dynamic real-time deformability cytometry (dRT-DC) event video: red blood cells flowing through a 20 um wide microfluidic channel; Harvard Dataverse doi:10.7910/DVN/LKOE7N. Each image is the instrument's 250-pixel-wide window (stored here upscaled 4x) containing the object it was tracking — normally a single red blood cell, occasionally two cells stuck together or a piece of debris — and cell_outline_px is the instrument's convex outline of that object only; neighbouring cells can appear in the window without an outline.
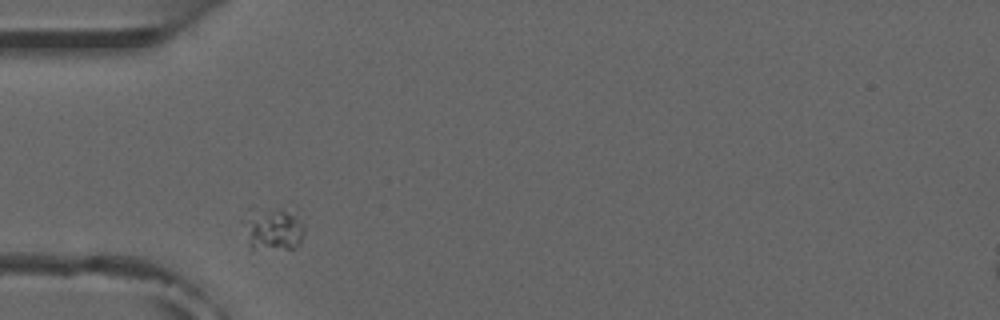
{"species": "common noctule bat (a hibernating species)", "species_latin": "Nyctalus noctula", "temperature_condition": "room temperature", "stored_images_in_passage": 5, "camera_frame_rate_fps": 3000, "um_per_image_px": 0.085, "animal": {"sex": "male", "forearm_length_mm": 52.5}, "frame": {"image": 1, "passage_image": 1, "time_ms": 0.0, "image_size_px": [1000, 320], "cell_outline_px": [[304, 232], [300, 244], [296, 248], [252, 248], [248, 224], [248, 220], [280, 208], [296, 216], [304, 224]], "centroid_in_image_um": [23.46, 19.58], "position_along_channel_um": 61.5, "area_um2": 12.95}}
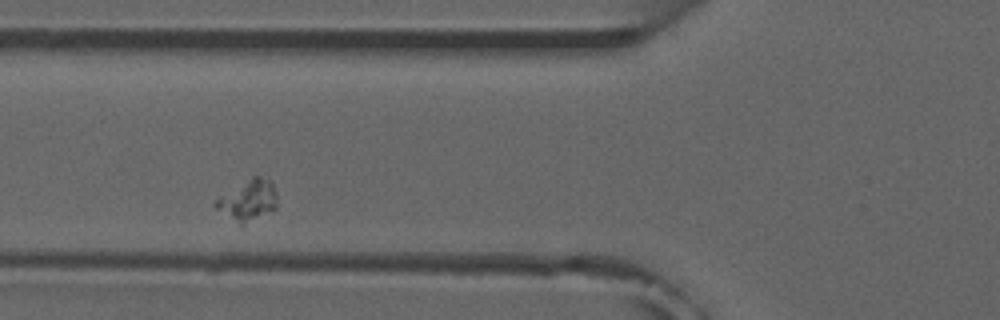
{"frame": {"image": 2, "passage_image": 2, "time_ms": 1.333, "image_size_px": [1000, 320], "cell_outline_px": [[276, 208], [244, 224], [240, 224], [216, 208], [212, 204], [220, 196], [252, 176], [260, 176], [268, 180], [272, 184], [276, 192]], "centroid_in_image_um": [21.08, 17.0], "position_along_channel_um": 104.7, "area_um2": 14.1}}
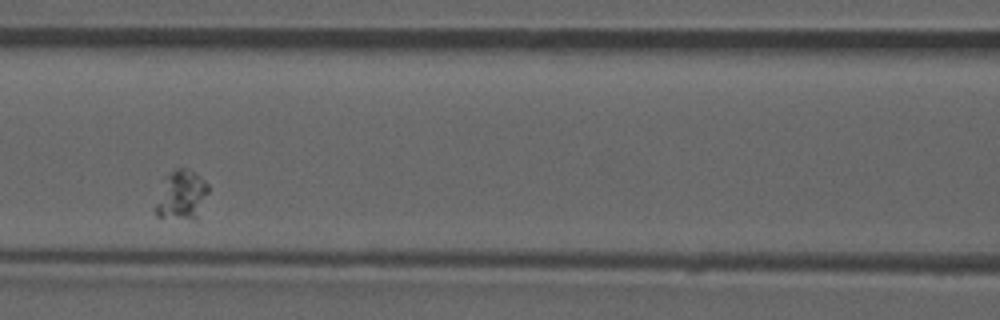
{"frame": {"image": 3, "passage_image": 3, "time_ms": 2.667, "image_size_px": [1000, 320], "cell_outline_px": [[208, 192], [196, 220], [192, 220], [156, 216], [152, 208], [168, 176], [176, 168], [188, 168], [200, 176], [208, 184]], "centroid_in_image_um": [15.43, 16.62], "position_along_channel_um": 151.2, "area_um2": 15.03}}